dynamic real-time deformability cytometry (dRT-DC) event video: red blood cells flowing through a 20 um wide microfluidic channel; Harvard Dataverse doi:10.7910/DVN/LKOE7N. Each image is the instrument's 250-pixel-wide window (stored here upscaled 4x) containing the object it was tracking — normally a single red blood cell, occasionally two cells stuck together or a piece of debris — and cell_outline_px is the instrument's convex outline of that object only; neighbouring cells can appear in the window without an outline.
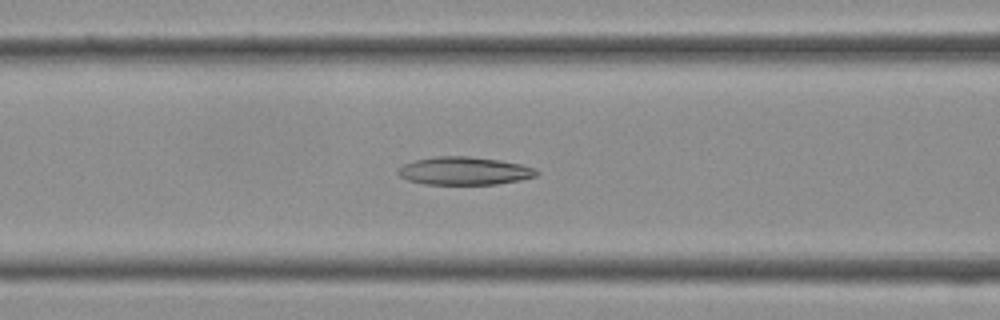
{"species": "Egyptian fruit bat (a non-hibernating species)", "species_latin": "Rousettus aegyptiacus", "temperature_condition": "cold", "stored_images_in_passage": 27, "camera_frame_rate_fps": 3000, "um_per_image_px": 0.085, "frame": {"image": 1, "passage_image": 4, "time_ms": 1.0, "image_size_px": [1000, 320], "cell_outline_px": [[540, 172], [536, 176], [520, 180], [496, 184], [424, 184], [408, 180], [400, 176], [396, 172], [396, 168], [404, 164], [416, 160], [436, 156], [468, 156], [500, 160], [520, 164], [536, 168]], "centroid_in_image_um": [39.46, 14.52], "position_along_channel_um": 127.1, "area_um2": 22.66}}
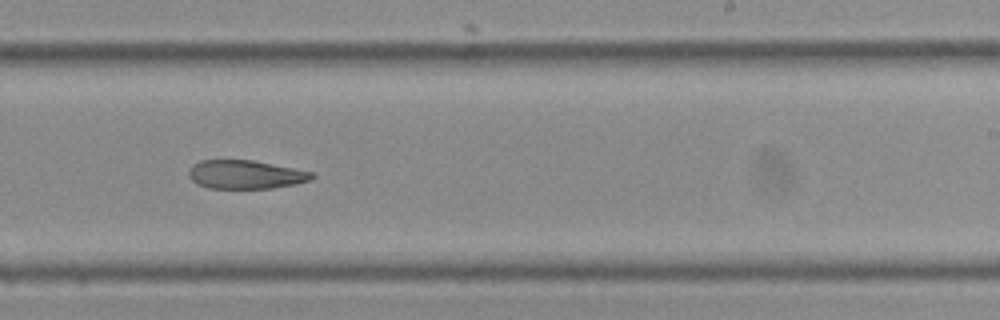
{"frame": {"image": 2, "passage_image": 12, "time_ms": 3.667, "image_size_px": [1000, 320], "cell_outline_px": [[316, 176], [308, 180], [296, 184], [272, 188], [208, 188], [196, 184], [188, 176], [188, 172], [192, 164], [200, 160], [252, 160], [312, 172]], "centroid_in_image_um": [20.82, 14.83], "position_along_channel_um": 268.2, "area_um2": 20.46}}
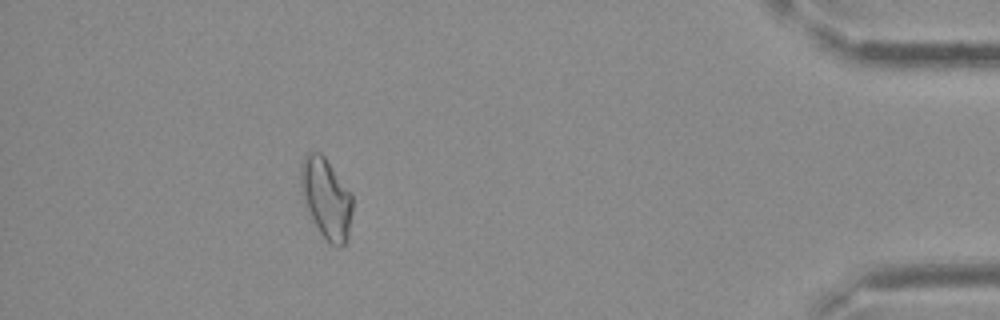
{"frame": {"image": 3, "passage_image": 23, "time_ms": 7.333, "image_size_px": [1000, 320], "cell_outline_px": [[352, 212], [348, 244], [340, 248], [336, 248], [320, 232], [308, 212], [304, 204], [300, 184], [300, 164], [304, 156], [308, 152], [320, 152], [324, 156], [352, 192]], "centroid_in_image_um": [27.75, 16.87], "position_along_channel_um": 407.5, "area_um2": 24.68}}